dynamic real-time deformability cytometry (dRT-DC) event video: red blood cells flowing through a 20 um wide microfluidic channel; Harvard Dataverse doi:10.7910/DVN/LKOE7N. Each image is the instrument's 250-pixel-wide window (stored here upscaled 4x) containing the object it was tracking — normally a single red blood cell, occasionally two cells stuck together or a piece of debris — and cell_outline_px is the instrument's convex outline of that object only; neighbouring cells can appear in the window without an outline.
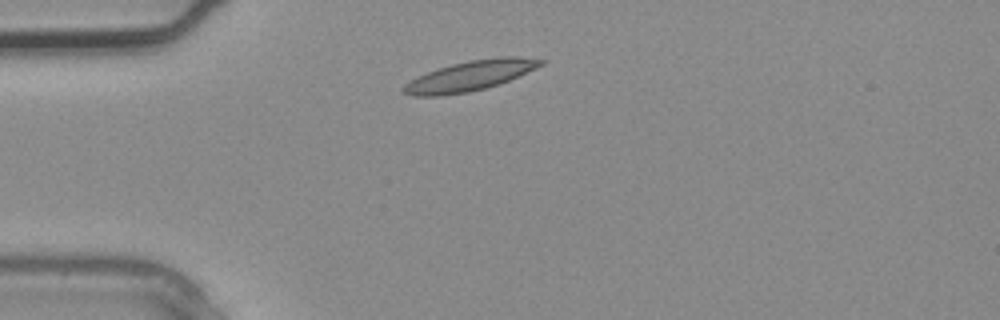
{"species": "common noctule bat (a hibernating species)", "species_latin": "Nyctalus noctula", "temperature_condition": "warm", "stored_images_in_passage": 4, "camera_frame_rate_fps": 3000, "um_per_image_px": 0.085, "animal": {"sex": "male", "body_mass_g": 20.4}, "frame": {"image": 1, "passage_image": 4, "time_ms": 1.0, "image_size_px": [1000, 320], "cell_outline_px": [[548, 60], [544, 64], [536, 68], [500, 84], [468, 92], [440, 96], [412, 96], [404, 92], [404, 84], [428, 72], [452, 64], [472, 60], [500, 56], [520, 56]], "centroid_in_image_um": [40.03, 6.43], "position_along_channel_um": 45.0, "area_um2": 23.76}}